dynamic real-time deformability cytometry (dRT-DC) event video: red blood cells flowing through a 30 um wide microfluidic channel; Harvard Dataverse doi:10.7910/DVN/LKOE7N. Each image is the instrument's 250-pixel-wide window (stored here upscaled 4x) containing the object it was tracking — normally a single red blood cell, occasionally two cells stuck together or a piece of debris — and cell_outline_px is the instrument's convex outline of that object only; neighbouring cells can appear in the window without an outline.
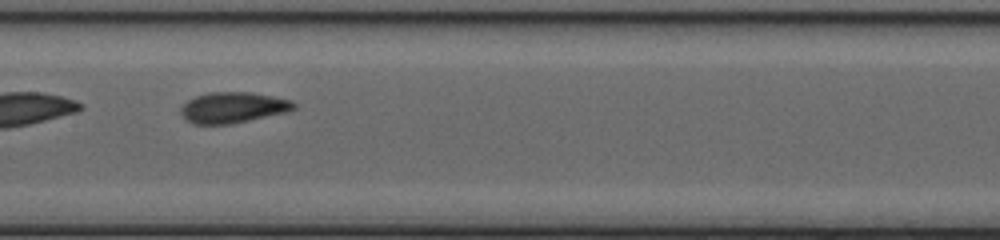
{"species": "common noctule bat (a hibernating species)", "species_latin": "Nyctalus noctula", "temperature_condition": "cold", "stored_images_in_passage": 28, "camera_frame_rate_fps": 3000, "um_per_image_px": 0.085, "animal": {"sex": "female", "body_mass_g": 20.0, "forearm_length_mm": 54.0}, "frame": {"image": 1, "passage_image": 9, "time_ms": 2.667, "image_size_px": [1000, 240], "cell_outline_px": [[296, 108], [288, 112], [228, 124], [192, 124], [184, 120], [180, 112], [180, 108], [188, 100], [196, 96], [208, 92], [252, 92], [292, 100], [296, 104]], "centroid_in_image_um": [19.79, 9.14], "position_along_channel_um": 187.6, "area_um2": 20.4}}